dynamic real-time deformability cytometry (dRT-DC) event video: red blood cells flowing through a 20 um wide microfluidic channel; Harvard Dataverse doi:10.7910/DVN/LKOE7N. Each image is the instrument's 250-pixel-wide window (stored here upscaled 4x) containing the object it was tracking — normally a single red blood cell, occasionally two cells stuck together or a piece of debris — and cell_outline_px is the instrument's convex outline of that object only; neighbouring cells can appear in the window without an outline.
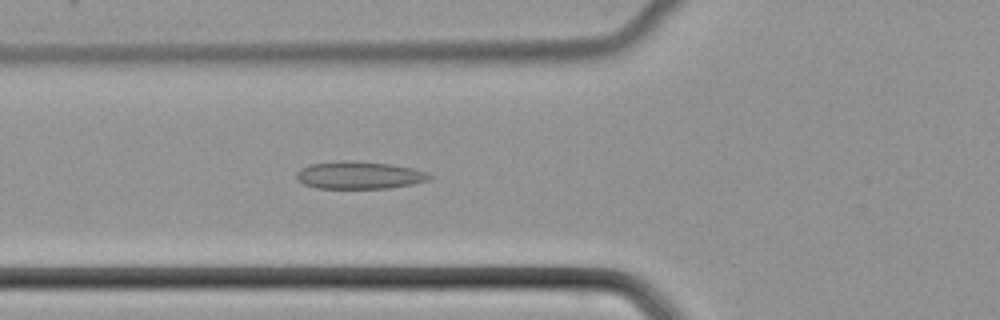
{"species": "common noctule bat (a hibernating species)", "species_latin": "Nyctalus noctula", "temperature_condition": "cold", "stored_images_in_passage": 46, "camera_frame_rate_fps": 3000, "um_per_image_px": 0.085, "animal": {"sex": "female", "body_mass_g": 22.7, "forearm_length_mm": 54.2}, "frame": {"image": 1, "passage_image": 14, "time_ms": 4.333, "image_size_px": [1000, 320], "cell_outline_px": [[432, 176], [428, 180], [412, 184], [388, 188], [316, 188], [304, 184], [296, 180], [296, 172], [300, 168], [308, 164], [392, 164], [412, 168], [424, 172]], "centroid_in_image_um": [30.52, 14.95], "position_along_channel_um": 95.3, "area_um2": 20.06}}
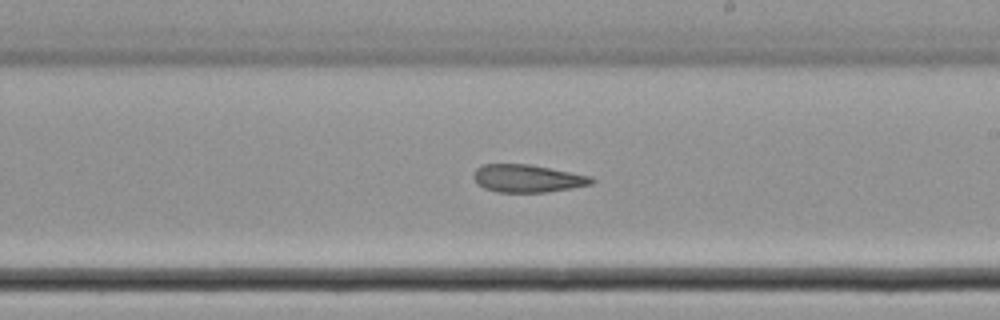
{"frame": {"image": 2, "passage_image": 25, "time_ms": 8.0, "image_size_px": [1000, 320], "cell_outline_px": [[596, 180], [592, 184], [572, 188], [544, 192], [496, 192], [484, 188], [476, 184], [472, 176], [476, 168], [484, 164], [528, 164], [592, 176]], "centroid_in_image_um": [44.81, 15.17], "position_along_channel_um": 244.2, "area_um2": 19.13}}
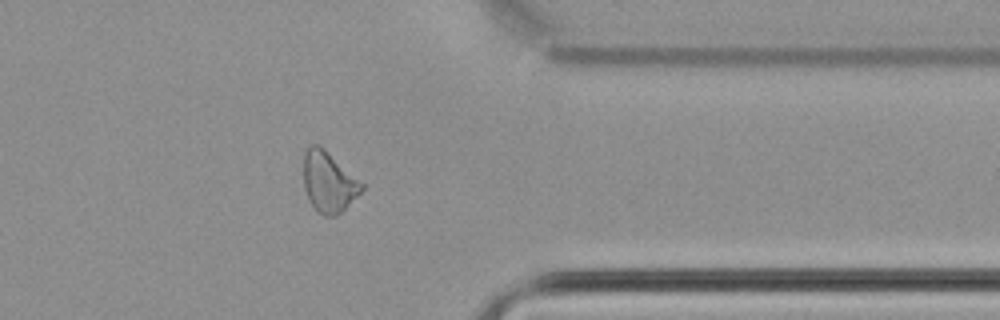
{"frame": {"image": 3, "passage_image": 36, "time_ms": 11.667, "image_size_px": [1000, 320], "cell_outline_px": [[364, 188], [336, 216], [324, 216], [316, 212], [304, 188], [304, 152], [308, 144], [316, 144], [324, 148], [364, 184]], "centroid_in_image_um": [27.91, 15.45], "position_along_channel_um": 383.5, "area_um2": 20.29}}